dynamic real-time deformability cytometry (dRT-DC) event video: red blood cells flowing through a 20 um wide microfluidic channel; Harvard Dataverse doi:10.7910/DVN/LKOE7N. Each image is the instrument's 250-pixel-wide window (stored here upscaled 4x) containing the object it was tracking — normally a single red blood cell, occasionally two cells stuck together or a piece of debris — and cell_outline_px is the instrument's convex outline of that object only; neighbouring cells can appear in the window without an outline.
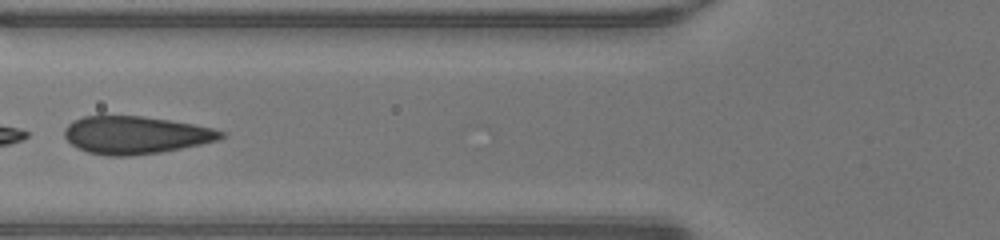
{"species": "human", "species_latin": "Homo sapiens", "temperature_condition": "warm", "stored_images_in_passage": 9, "camera_frame_rate_fps": 3000, "um_per_image_px": 0.085, "donor": {"sex": "male"}, "frame": {"image": 1, "passage_image": 6, "time_ms": 1.667, "image_size_px": [1000, 240], "cell_outline_px": [[224, 136], [216, 140], [200, 144], [160, 152], [132, 156], [108, 156], [88, 152], [72, 144], [64, 136], [64, 128], [68, 124], [84, 116], [144, 116], [192, 124], [212, 128], [224, 132]], "centroid_in_image_um": [11.5, 11.48], "position_along_channel_um": 114.3, "area_um2": 33.93}}